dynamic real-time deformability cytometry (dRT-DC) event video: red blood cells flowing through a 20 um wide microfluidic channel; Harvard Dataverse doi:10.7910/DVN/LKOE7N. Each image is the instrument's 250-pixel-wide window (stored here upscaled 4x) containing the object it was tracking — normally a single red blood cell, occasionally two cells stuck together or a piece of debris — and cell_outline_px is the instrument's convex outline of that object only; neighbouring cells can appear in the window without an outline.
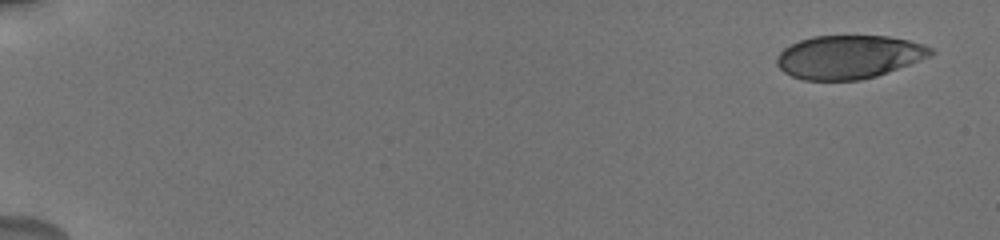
{"species": "human", "species_latin": "Homo sapiens", "temperature_condition": "cold", "stored_images_in_passage": 12, "camera_frame_rate_fps": 3000, "um_per_image_px": 0.085, "donor": {"sex": "male"}, "frame": {"image": 1, "passage_image": 1, "time_ms": 0.0, "image_size_px": [1000, 240], "cell_outline_px": [[936, 52], [932, 56], [876, 76], [860, 80], [804, 80], [792, 76], [784, 72], [776, 64], [776, 60], [780, 52], [784, 48], [800, 40], [812, 36], [888, 36], [908, 40], [924, 44], [932, 48]], "centroid_in_image_um": [72.17, 4.84], "position_along_channel_um": 12.8, "area_um2": 38.96}}
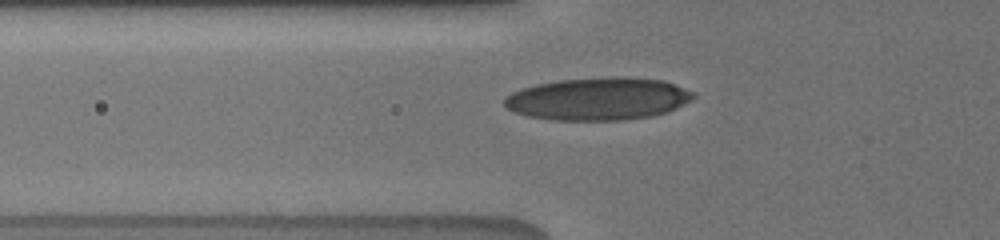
{"frame": {"image": 2, "passage_image": 10, "time_ms": 6.333, "image_size_px": [1000, 240], "cell_outline_px": [[696, 96], [692, 100], [668, 112], [652, 116], [620, 120], [552, 120], [528, 116], [516, 112], [508, 108], [504, 104], [504, 96], [520, 88], [536, 84], [556, 80], [612, 76], [616, 76], [664, 80], [692, 92]], "centroid_in_image_um": [50.82, 8.39], "position_along_channel_um": 75.0, "area_um2": 47.05}}
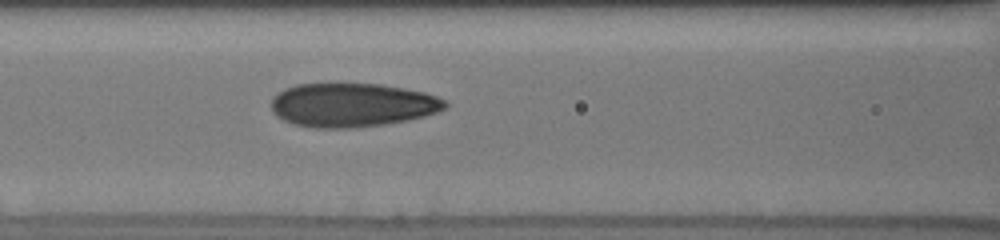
{"frame": {"image": 3, "passage_image": 12, "time_ms": 8.0, "image_size_px": [1000, 240], "cell_outline_px": [[448, 108], [440, 112], [408, 120], [384, 124], [352, 128], [312, 128], [296, 124], [284, 120], [276, 116], [272, 112], [272, 96], [284, 88], [296, 84], [380, 84], [404, 88], [424, 92], [436, 96], [444, 100], [448, 104]], "centroid_in_image_um": [29.94, 8.93], "position_along_channel_um": 136.7, "area_um2": 44.62}}